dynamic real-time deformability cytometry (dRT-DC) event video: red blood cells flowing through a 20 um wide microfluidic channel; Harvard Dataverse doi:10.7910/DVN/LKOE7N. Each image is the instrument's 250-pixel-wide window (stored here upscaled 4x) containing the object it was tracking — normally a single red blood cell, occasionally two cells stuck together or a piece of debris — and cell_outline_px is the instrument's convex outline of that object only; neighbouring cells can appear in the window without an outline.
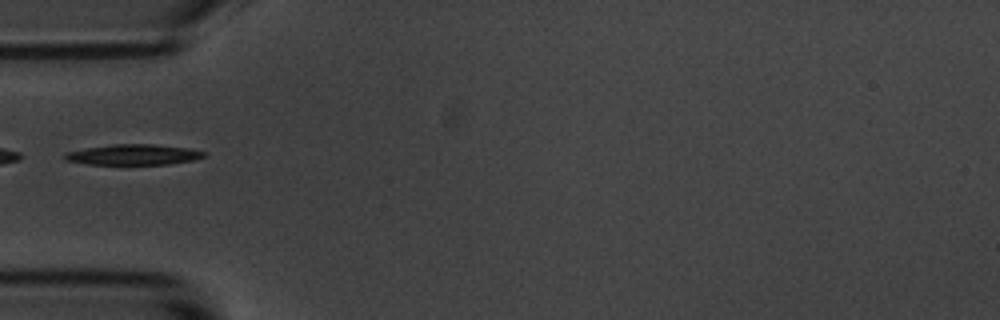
{"species": "common noctule bat (a hibernating species)", "species_latin": "Nyctalus noctula", "temperature_condition": "room temperature", "stored_images_in_passage": 8, "camera_frame_rate_fps": 3000, "um_per_image_px": 0.085, "animal": {"sex": "male", "body_mass_g": 20.1, "forearm_length_mm": 53.5}, "frame": {"image": 1, "passage_image": 6, "time_ms": 6.0, "image_size_px": [1000, 320], "cell_outline_px": [[204, 156], [192, 160], [168, 164], [88, 164], [64, 160], [64, 152], [112, 144], [152, 144], [188, 148], [204, 152]], "centroid_in_image_um": [11.29, 13.14], "position_along_channel_um": 73.7, "area_um2": 16.42}}
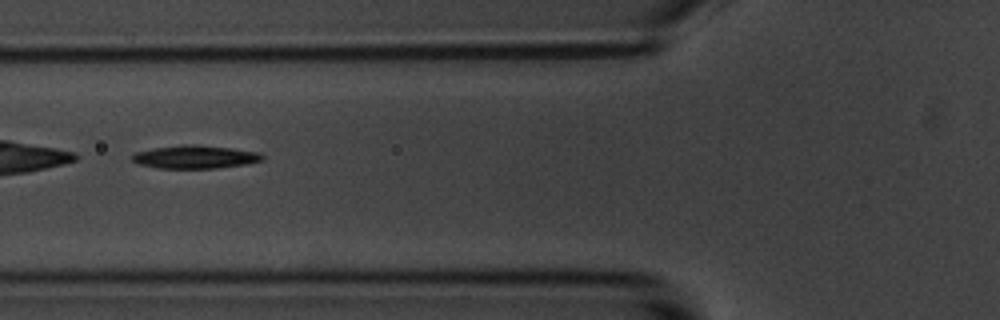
{"frame": {"image": 2, "passage_image": 7, "time_ms": 7.0, "image_size_px": [1000, 320], "cell_outline_px": [[264, 160], [248, 164], [216, 168], [156, 168], [140, 164], [132, 160], [132, 156], [136, 152], [152, 148], [180, 144], [196, 144], [232, 148], [260, 152], [264, 156]], "centroid_in_image_um": [16.62, 13.33], "position_along_channel_um": 109.2, "area_um2": 17.74}}
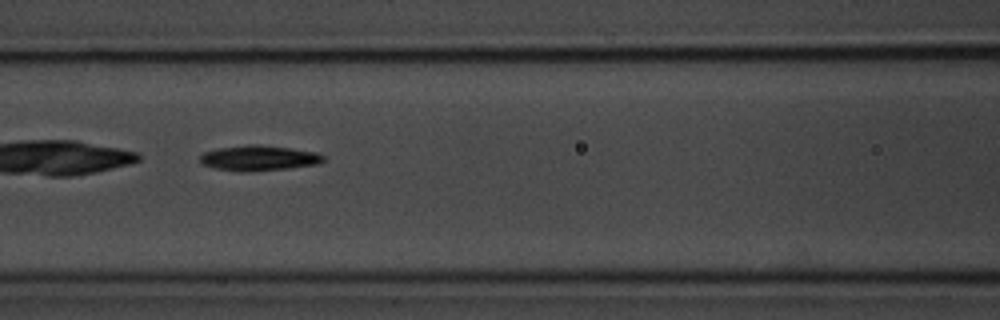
{"frame": {"image": 3, "passage_image": 8, "time_ms": 8.0, "image_size_px": [1000, 320], "cell_outline_px": [[324, 160], [316, 164], [288, 168], [216, 168], [204, 164], [200, 160], [200, 156], [204, 152], [220, 148], [248, 144], [260, 144], [292, 148], [316, 152], [324, 156]], "centroid_in_image_um": [22.07, 13.36], "position_along_channel_um": 144.5, "area_um2": 16.94}}